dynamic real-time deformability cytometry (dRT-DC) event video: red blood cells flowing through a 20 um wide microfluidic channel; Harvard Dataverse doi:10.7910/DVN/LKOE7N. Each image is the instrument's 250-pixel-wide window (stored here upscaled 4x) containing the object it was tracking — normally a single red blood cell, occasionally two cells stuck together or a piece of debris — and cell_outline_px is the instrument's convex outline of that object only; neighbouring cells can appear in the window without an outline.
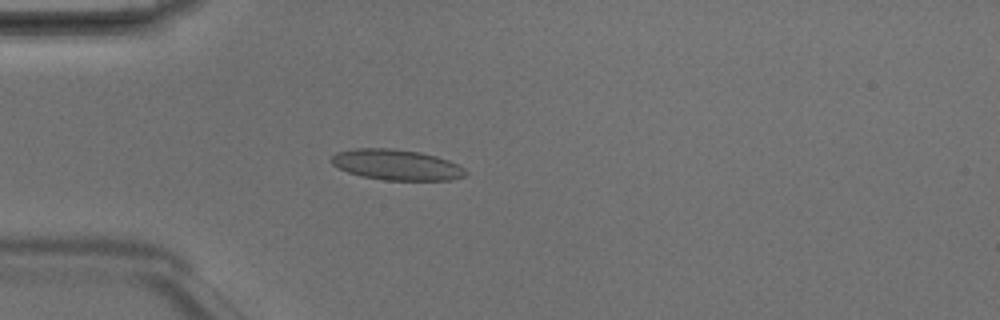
{"species": "Egyptian fruit bat (a non-hibernating species)", "species_latin": "Rousettus aegyptiacus", "temperature_condition": "room temperature", "stored_images_in_passage": 4, "camera_frame_rate_fps": 3000, "um_per_image_px": 0.085, "animal": {"sex": "male"}, "frame": {"image": 1, "passage_image": 4, "time_ms": 1.0, "image_size_px": [1000, 320], "cell_outline_px": [[468, 172], [464, 176], [452, 180], [384, 180], [360, 176], [348, 172], [332, 164], [328, 160], [336, 152], [356, 148], [392, 148], [420, 152], [436, 156], [448, 160], [464, 168]], "centroid_in_image_um": [33.68, 14.0], "position_along_channel_um": 51.3, "area_um2": 24.04}}